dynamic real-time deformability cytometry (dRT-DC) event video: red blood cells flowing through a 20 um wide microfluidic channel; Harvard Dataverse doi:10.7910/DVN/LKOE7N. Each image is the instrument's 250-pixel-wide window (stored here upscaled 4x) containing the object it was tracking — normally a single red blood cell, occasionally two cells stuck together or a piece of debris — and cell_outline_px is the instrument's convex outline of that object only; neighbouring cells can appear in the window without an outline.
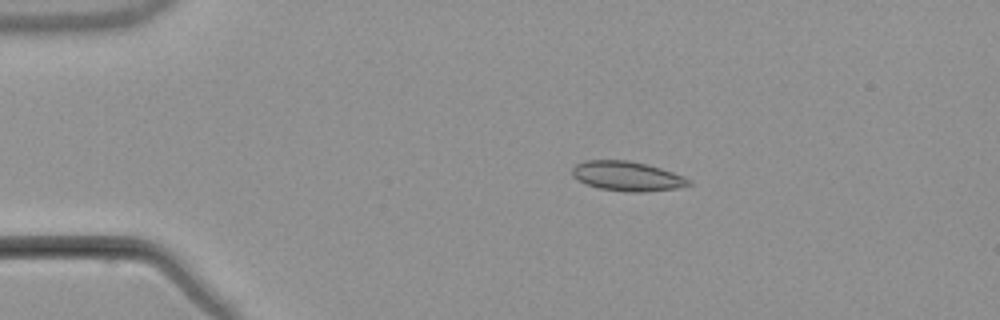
{"species": "common noctule bat (a hibernating species)", "species_latin": "Nyctalus noctula", "temperature_condition": "warm", "stored_images_in_passage": 2, "camera_frame_rate_fps": 3000, "um_per_image_px": 0.085, "animal": {"sex": "male", "body_mass_g": 21.5, "forearm_length_mm": 52.0}, "frame": {"image": 1, "passage_image": 1, "time_ms": 0.0, "image_size_px": [1000, 320], "cell_outline_px": [[692, 184], [676, 188], [644, 192], [628, 192], [600, 188], [588, 184], [572, 176], [572, 168], [576, 164], [584, 160], [628, 160], [648, 164], [684, 176], [692, 180]], "centroid_in_image_um": [53.33, 14.96], "position_along_channel_um": 31.7, "area_um2": 20.06}}